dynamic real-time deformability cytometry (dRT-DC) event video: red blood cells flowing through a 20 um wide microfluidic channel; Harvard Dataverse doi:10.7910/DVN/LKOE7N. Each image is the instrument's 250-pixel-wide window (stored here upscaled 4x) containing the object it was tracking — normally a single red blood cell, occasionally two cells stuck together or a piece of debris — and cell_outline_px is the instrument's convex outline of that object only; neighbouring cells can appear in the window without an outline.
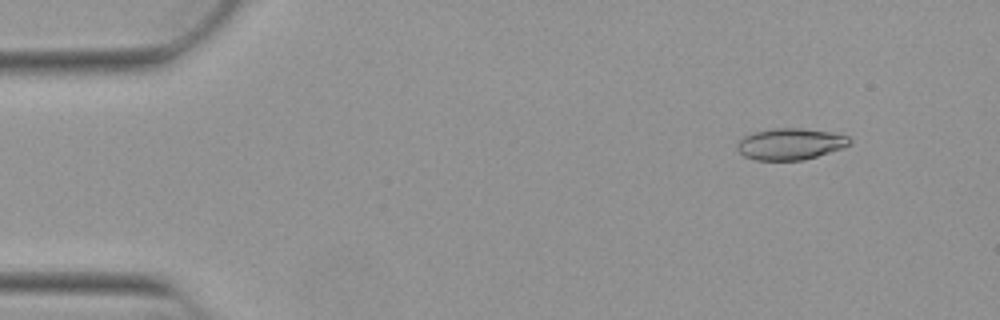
{"species": "Egyptian fruit bat (a non-hibernating species)", "species_latin": "Rousettus aegyptiacus", "temperature_condition": "warm", "stored_images_in_passage": 49, "camera_frame_rate_fps": 3000, "um_per_image_px": 0.085, "animal": {"sex": "female"}, "frame": {"image": 1, "passage_image": 2, "time_ms": 0.333, "image_size_px": [1000, 320], "cell_outline_px": [[852, 144], [804, 160], [756, 160], [744, 156], [736, 148], [736, 144], [744, 136], [756, 132], [776, 128], [800, 128], [828, 132], [848, 136], [852, 140]], "centroid_in_image_um": [67.16, 12.24], "position_along_channel_um": 17.8, "area_um2": 20.35}}
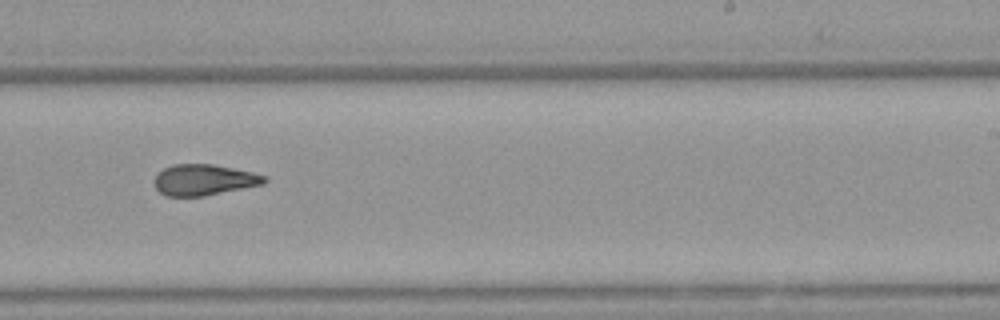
{"frame": {"image": 2, "passage_image": 29, "time_ms": 9.333, "image_size_px": [1000, 320], "cell_outline_px": [[268, 180], [264, 184], [204, 196], [168, 196], [160, 192], [156, 188], [152, 180], [156, 172], [172, 164], [212, 164], [252, 172], [268, 176]], "centroid_in_image_um": [17.31, 15.28], "position_along_channel_um": 271.7, "area_um2": 20.06}}
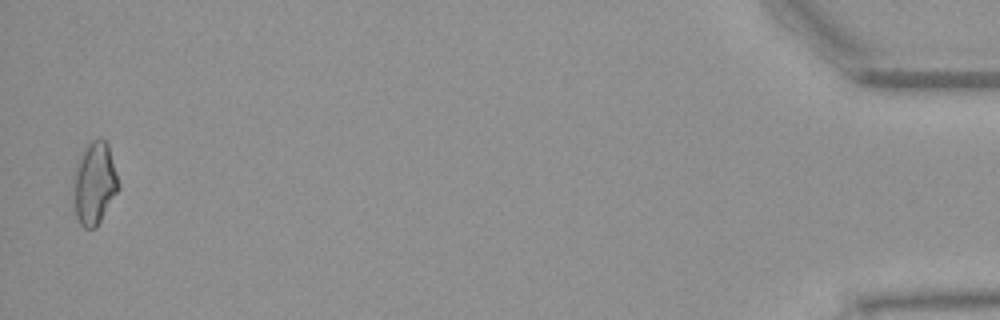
{"frame": {"image": 3, "passage_image": 48, "time_ms": 15.667, "image_size_px": [1000, 320], "cell_outline_px": [[120, 188], [96, 228], [84, 228], [80, 224], [76, 216], [72, 176], [88, 144], [92, 140], [100, 136], [108, 144], [120, 184]], "centroid_in_image_um": [8.05, 15.6], "position_along_channel_um": 427.2, "area_um2": 21.5}, "authors_computed_cell_mechanics": {"area_um2": 20.4034, "velocity_mm_per_s": 3.9163, "shape_relaxation_time_tau1_ms": null, "shape_relaxation_time_tau2_ms": 2.5597, "deformation_change_tau1": null, "deformation_change_tau2": 0.0971}}